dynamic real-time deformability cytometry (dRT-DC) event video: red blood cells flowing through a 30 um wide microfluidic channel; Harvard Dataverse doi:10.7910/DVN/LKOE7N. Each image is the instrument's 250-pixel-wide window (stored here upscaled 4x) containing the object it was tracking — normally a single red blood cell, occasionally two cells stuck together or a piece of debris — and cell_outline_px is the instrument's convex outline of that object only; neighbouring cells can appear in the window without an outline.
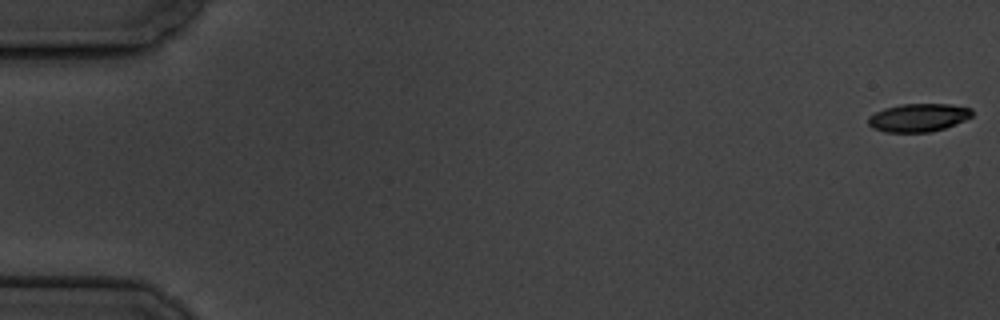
{"species": "common noctule bat (a hibernating species)", "species_latin": "Nyctalus noctula", "temperature_condition": "cold", "stored_images_in_passage": 6, "camera_frame_rate_fps": 3000, "um_per_image_px": 0.085, "animal": {"sex": "male", "body_mass_g": 19.5, "forearm_length_mm": 54.6}, "frame": {"image": 1, "passage_image": 1, "time_ms": 0.0, "image_size_px": [1000, 320], "cell_outline_px": [[972, 116], [964, 120], [944, 128], [928, 132], [884, 132], [872, 128], [868, 124], [868, 116], [884, 108], [900, 104], [952, 104], [972, 108]], "centroid_in_image_um": [78.04, 9.99], "position_along_channel_um": 7.0, "area_um2": 17.05}}
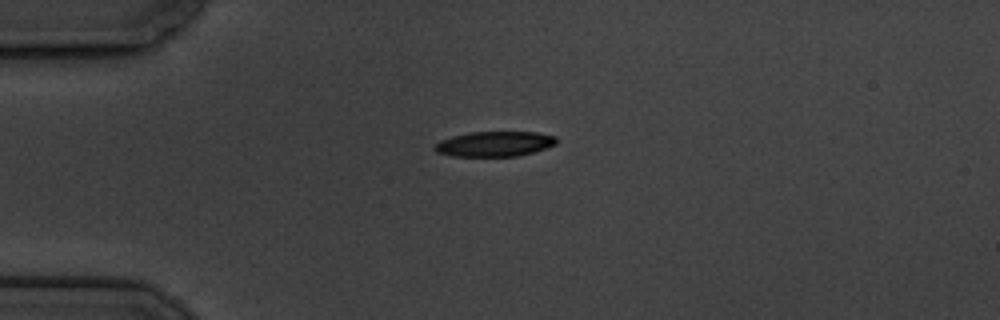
{"frame": {"image": 2, "passage_image": 5, "time_ms": 4.667, "image_size_px": [1000, 320], "cell_outline_px": [[556, 144], [532, 152], [516, 156], [452, 156], [436, 152], [432, 148], [440, 140], [452, 136], [468, 132], [536, 132], [556, 136]], "centroid_in_image_um": [42.0, 12.23], "position_along_channel_um": 43.0, "area_um2": 17.74}}